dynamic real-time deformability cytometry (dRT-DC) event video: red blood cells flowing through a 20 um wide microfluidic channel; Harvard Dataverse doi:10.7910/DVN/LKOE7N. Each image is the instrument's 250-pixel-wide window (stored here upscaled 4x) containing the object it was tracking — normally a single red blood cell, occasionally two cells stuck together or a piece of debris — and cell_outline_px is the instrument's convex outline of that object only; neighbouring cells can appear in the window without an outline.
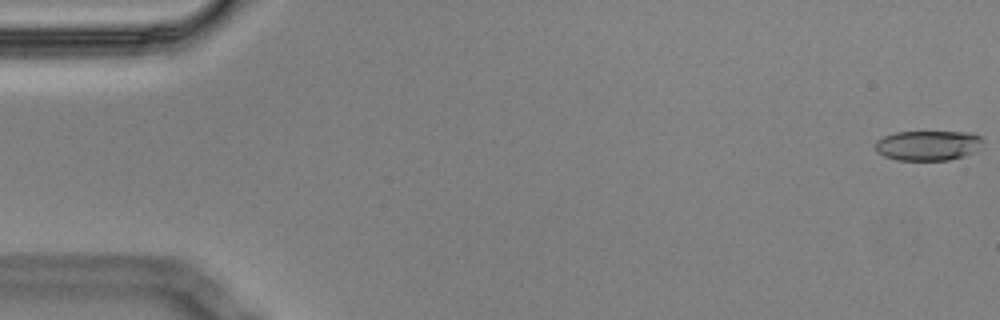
{"species": "Egyptian fruit bat (a non-hibernating species)", "species_latin": "Rousettus aegyptiacus", "temperature_condition": "cold", "stored_images_in_passage": 58, "camera_frame_rate_fps": 3000, "um_per_image_px": 0.085, "animal": {"sex": "male"}, "frame": {"image": 1, "passage_image": 1, "time_ms": 0.0, "image_size_px": [1000, 320], "cell_outline_px": [[984, 140], [980, 148], [976, 152], [964, 156], [948, 160], [896, 160], [884, 156], [876, 152], [876, 140], [884, 136], [896, 132], [972, 132], [980, 136]], "centroid_in_image_um": [78.91, 12.36], "position_along_channel_um": 6.1, "area_um2": 19.02}}
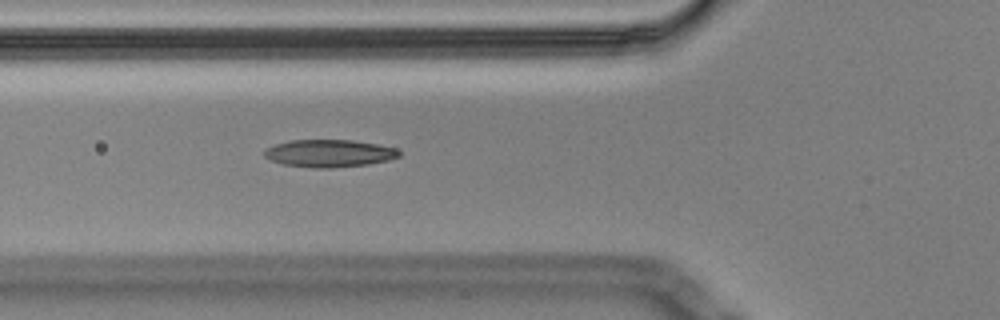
{"frame": {"image": 2, "passage_image": 21, "time_ms": 6.667, "image_size_px": [1000, 320], "cell_outline_px": [[400, 156], [388, 160], [368, 164], [328, 168], [316, 168], [284, 164], [272, 160], [264, 156], [264, 152], [268, 148], [276, 144], [288, 140], [352, 140], [376, 144], [396, 148], [400, 152]], "centroid_in_image_um": [28.0, 13.03], "position_along_channel_um": 97.8, "area_um2": 21.33}}
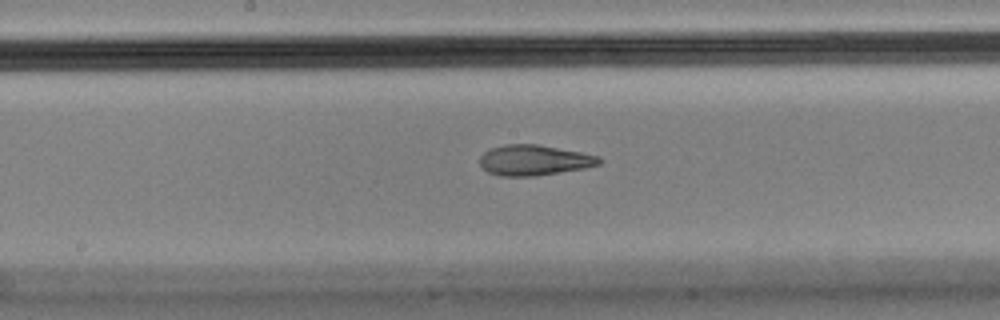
{"frame": {"image": 3, "passage_image": 30, "time_ms": 9.667, "image_size_px": [1000, 320], "cell_outline_px": [[604, 160], [600, 164], [584, 168], [536, 176], [500, 176], [488, 172], [480, 164], [480, 156], [484, 152], [492, 148], [504, 144], [536, 144], [580, 152], [600, 156]], "centroid_in_image_um": [45.41, 13.62], "position_along_channel_um": 202.8, "area_um2": 21.15}, "authors_computed_cell_mechanics": {"area_um2": 21.2993, "velocity_mm_per_s": 3.4744, "shape_relaxation_time_tau1_ms": null, "shape_relaxation_time_tau2_ms": 2.6347, "deformation_change_tau1": null, "deformation_change_tau2": 0.1175}}